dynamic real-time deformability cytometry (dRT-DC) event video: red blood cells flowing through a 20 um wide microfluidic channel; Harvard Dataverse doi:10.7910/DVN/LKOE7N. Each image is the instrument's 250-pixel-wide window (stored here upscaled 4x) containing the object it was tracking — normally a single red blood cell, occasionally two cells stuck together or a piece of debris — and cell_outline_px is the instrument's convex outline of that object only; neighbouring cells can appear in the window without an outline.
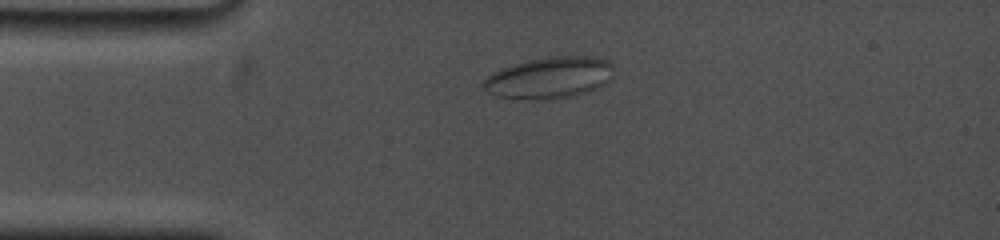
{"species": "common noctule bat (a hibernating species)", "species_latin": "Nyctalus noctula", "temperature_condition": "cold", "stored_images_in_passage": 64, "camera_frame_rate_fps": 5000, "um_per_image_px": 0.085, "animal": {"sex": "female", "body_mass_g": 19.0, "forearm_length_mm": 53.3}, "frame": {"image": 1, "passage_image": 19, "time_ms": 3.4, "image_size_px": [1000, 240], "cell_outline_px": [[612, 76], [604, 84], [596, 88], [584, 92], [568, 96], [544, 100], [512, 100], [496, 96], [488, 92], [480, 84], [492, 72], [528, 60], [548, 56], [588, 56], [608, 60], [612, 64]], "centroid_in_image_um": [46.64, 6.62], "position_along_channel_um": 38.4, "area_um2": 31.56}}
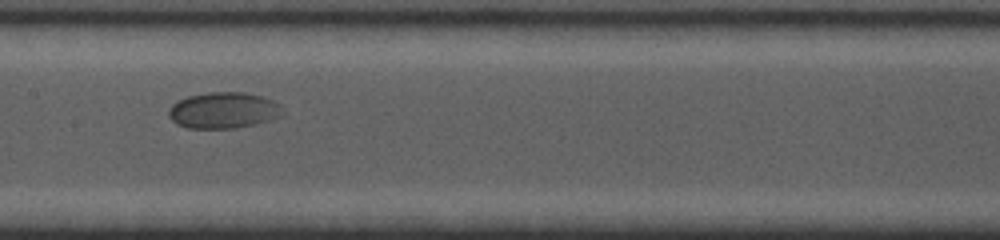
{"frame": {"image": 2, "passage_image": 36, "time_ms": 8.4, "image_size_px": [1000, 240], "cell_outline_px": [[284, 112], [280, 116], [256, 124], [236, 128], [188, 128], [176, 124], [168, 116], [168, 112], [172, 104], [176, 100], [188, 96], [208, 92], [244, 92], [264, 96], [280, 104]], "centroid_in_image_um": [18.99, 9.37], "position_along_channel_um": 188.4, "area_um2": 24.22}}
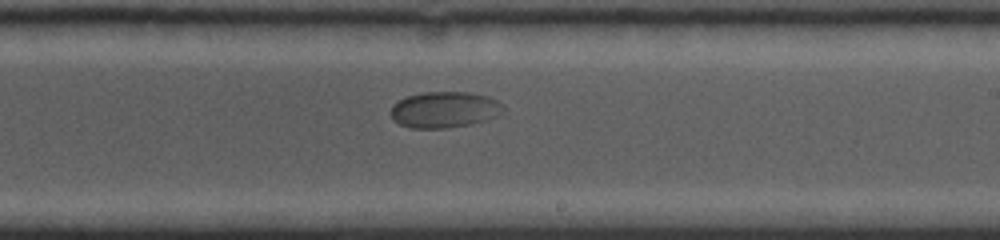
{"frame": {"image": 3, "passage_image": 45, "time_ms": 10.2, "image_size_px": [1000, 240], "cell_outline_px": [[504, 112], [496, 116], [472, 124], [448, 128], [408, 128], [392, 120], [392, 104], [408, 96], [424, 92], [468, 92], [488, 96], [504, 104]], "centroid_in_image_um": [37.8, 9.33], "position_along_channel_um": 251.2, "area_um2": 23.76}}